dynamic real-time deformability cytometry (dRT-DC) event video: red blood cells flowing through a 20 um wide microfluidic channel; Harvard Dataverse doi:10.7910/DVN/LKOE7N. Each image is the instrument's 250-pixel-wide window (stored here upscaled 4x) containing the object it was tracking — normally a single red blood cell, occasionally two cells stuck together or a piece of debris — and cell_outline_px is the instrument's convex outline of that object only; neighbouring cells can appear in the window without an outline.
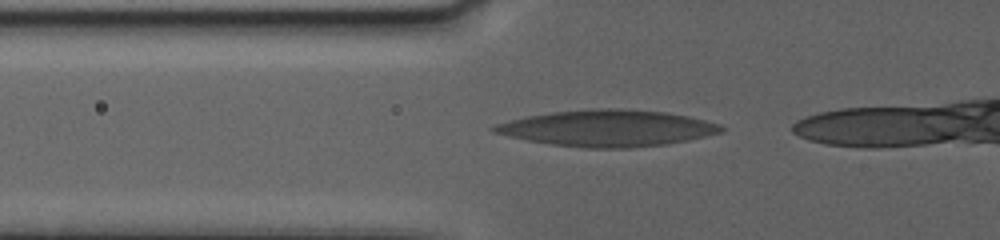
{"species": "human", "species_latin": "Homo sapiens", "temperature_condition": "warm", "stored_images_in_passage": 32, "camera_frame_rate_fps": 3000, "um_per_image_px": 0.085, "donor": {"sex": "female"}, "frame": {"image": 1, "passage_image": 2, "time_ms": 0.333, "image_size_px": [1000, 240], "cell_outline_px": [[724, 128], [720, 132], [688, 140], [664, 144], [628, 148], [588, 148], [552, 144], [528, 140], [508, 136], [492, 132], [488, 128], [496, 124], [508, 120], [528, 116], [552, 112], [592, 108], [620, 108], [668, 112], [688, 116], [720, 124]], "centroid_in_image_um": [51.6, 10.88], "position_along_channel_um": 74.2, "area_um2": 48.03}}
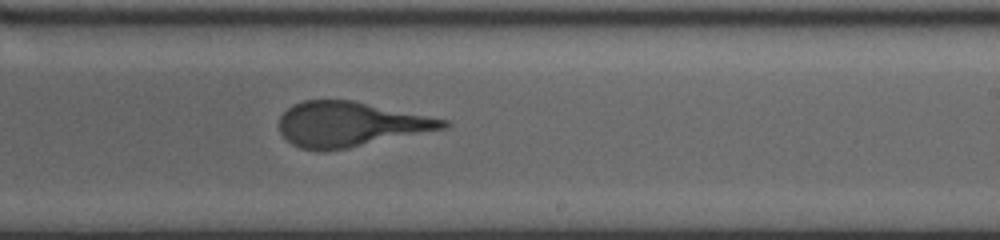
{"frame": {"image": 2, "passage_image": 18, "time_ms": 6.0, "image_size_px": [1000, 240], "cell_outline_px": [[448, 128], [348, 148], [320, 152], [316, 152], [300, 148], [292, 144], [280, 132], [280, 116], [292, 104], [304, 100], [352, 100], [448, 120]], "centroid_in_image_um": [29.75, 10.57], "position_along_channel_um": 259.3, "area_um2": 42.83}}
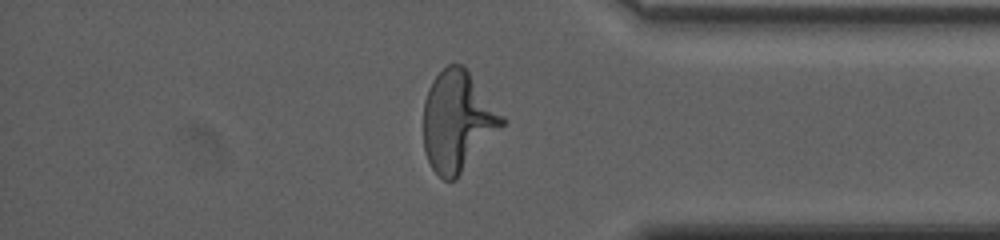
{"frame": {"image": 3, "passage_image": 30, "time_ms": 10.333, "image_size_px": [1000, 240], "cell_outline_px": [[508, 120], [456, 180], [444, 180], [432, 168], [424, 152], [424, 100], [428, 88], [432, 80], [448, 64], [460, 64], [468, 72]], "centroid_in_image_um": [38.89, 10.32], "position_along_channel_um": 396.3, "area_um2": 45.6}}